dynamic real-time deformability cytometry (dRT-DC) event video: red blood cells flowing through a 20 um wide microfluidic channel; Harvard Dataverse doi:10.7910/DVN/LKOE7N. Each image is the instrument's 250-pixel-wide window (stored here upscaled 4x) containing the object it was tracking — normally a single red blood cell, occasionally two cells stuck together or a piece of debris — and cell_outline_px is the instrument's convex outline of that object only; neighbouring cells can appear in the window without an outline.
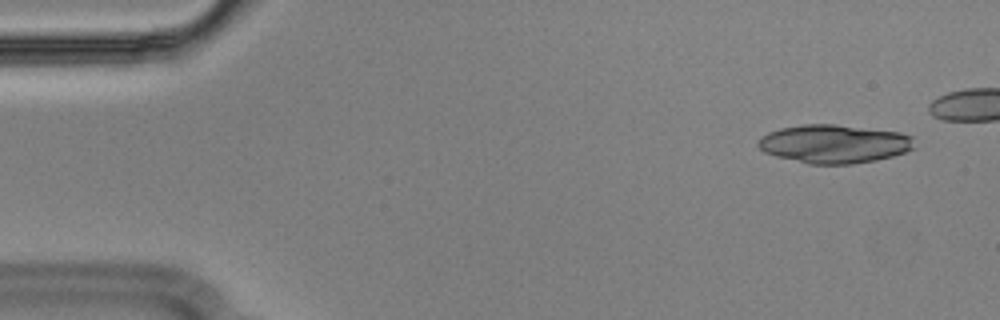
{"species": "Egyptian fruit bat (a non-hibernating species)", "species_latin": "Rousettus aegyptiacus", "temperature_condition": "cold", "stored_images_in_passage": 17, "camera_frame_rate_fps": 3000, "um_per_image_px": 0.085, "animal": {"sex": "male"}, "frame": {"image": 1, "passage_image": 3, "time_ms": 0.667, "image_size_px": [1000, 320], "cell_outline_px": [[916, 148], [892, 156], [876, 160], [852, 164], [808, 164], [776, 156], [764, 152], [756, 144], [768, 132], [780, 128], [804, 124], [836, 124], [900, 132], [912, 136]], "centroid_in_image_um": [70.92, 12.23], "position_along_channel_um": 14.1, "area_um2": 35.08}}